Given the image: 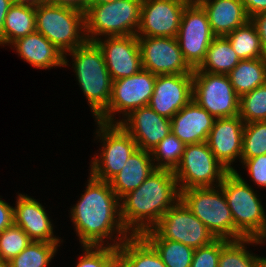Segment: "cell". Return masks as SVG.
Instances as JSON below:
<instances>
[{"label": "cell", "instance_id": "obj_1", "mask_svg": "<svg viewBox=\"0 0 266 267\" xmlns=\"http://www.w3.org/2000/svg\"><path fill=\"white\" fill-rule=\"evenodd\" d=\"M89 176L84 194L70 210L76 236L82 246H104L109 239L113 244L106 245L118 247L131 236L121 221L120 199L109 182Z\"/></svg>", "mask_w": 266, "mask_h": 267}, {"label": "cell", "instance_id": "obj_2", "mask_svg": "<svg viewBox=\"0 0 266 267\" xmlns=\"http://www.w3.org/2000/svg\"><path fill=\"white\" fill-rule=\"evenodd\" d=\"M179 199L173 170L156 168L137 189L120 199L121 221L131 235H142Z\"/></svg>", "mask_w": 266, "mask_h": 267}, {"label": "cell", "instance_id": "obj_3", "mask_svg": "<svg viewBox=\"0 0 266 267\" xmlns=\"http://www.w3.org/2000/svg\"><path fill=\"white\" fill-rule=\"evenodd\" d=\"M220 186L234 220V240L266 241V212L251 185L236 170L228 172Z\"/></svg>", "mask_w": 266, "mask_h": 267}, {"label": "cell", "instance_id": "obj_4", "mask_svg": "<svg viewBox=\"0 0 266 267\" xmlns=\"http://www.w3.org/2000/svg\"><path fill=\"white\" fill-rule=\"evenodd\" d=\"M68 55L72 56L76 79L97 118L108 107L112 90L103 52L95 42L86 41Z\"/></svg>", "mask_w": 266, "mask_h": 267}, {"label": "cell", "instance_id": "obj_5", "mask_svg": "<svg viewBox=\"0 0 266 267\" xmlns=\"http://www.w3.org/2000/svg\"><path fill=\"white\" fill-rule=\"evenodd\" d=\"M141 8L142 0H117L89 5L84 13L87 41L95 42L101 36L136 35L140 26Z\"/></svg>", "mask_w": 266, "mask_h": 267}, {"label": "cell", "instance_id": "obj_6", "mask_svg": "<svg viewBox=\"0 0 266 267\" xmlns=\"http://www.w3.org/2000/svg\"><path fill=\"white\" fill-rule=\"evenodd\" d=\"M35 25L65 56L87 41L84 13L73 8L40 4L35 7Z\"/></svg>", "mask_w": 266, "mask_h": 267}, {"label": "cell", "instance_id": "obj_7", "mask_svg": "<svg viewBox=\"0 0 266 267\" xmlns=\"http://www.w3.org/2000/svg\"><path fill=\"white\" fill-rule=\"evenodd\" d=\"M180 199L216 239L234 240V220L220 185L182 190Z\"/></svg>", "mask_w": 266, "mask_h": 267}, {"label": "cell", "instance_id": "obj_8", "mask_svg": "<svg viewBox=\"0 0 266 267\" xmlns=\"http://www.w3.org/2000/svg\"><path fill=\"white\" fill-rule=\"evenodd\" d=\"M145 239H168L181 242L193 249L207 246L216 240L209 229L179 199L150 230Z\"/></svg>", "mask_w": 266, "mask_h": 267}, {"label": "cell", "instance_id": "obj_9", "mask_svg": "<svg viewBox=\"0 0 266 267\" xmlns=\"http://www.w3.org/2000/svg\"><path fill=\"white\" fill-rule=\"evenodd\" d=\"M228 172L215 158L207 142L185 145L181 160L173 170L180 192L219 186Z\"/></svg>", "mask_w": 266, "mask_h": 267}, {"label": "cell", "instance_id": "obj_10", "mask_svg": "<svg viewBox=\"0 0 266 267\" xmlns=\"http://www.w3.org/2000/svg\"><path fill=\"white\" fill-rule=\"evenodd\" d=\"M97 138L101 140L100 157L91 160L90 174L109 182L121 171L130 155L138 149L131 135L119 124H106L97 121ZM99 136V137H98Z\"/></svg>", "mask_w": 266, "mask_h": 267}, {"label": "cell", "instance_id": "obj_11", "mask_svg": "<svg viewBox=\"0 0 266 267\" xmlns=\"http://www.w3.org/2000/svg\"><path fill=\"white\" fill-rule=\"evenodd\" d=\"M157 75L141 69L138 73L112 81L108 107L96 118L106 124H116L114 114L128 116L133 110L147 106L154 91ZM118 112V113H117Z\"/></svg>", "mask_w": 266, "mask_h": 267}, {"label": "cell", "instance_id": "obj_12", "mask_svg": "<svg viewBox=\"0 0 266 267\" xmlns=\"http://www.w3.org/2000/svg\"><path fill=\"white\" fill-rule=\"evenodd\" d=\"M193 101L215 119L239 115L240 97L227 74L193 71Z\"/></svg>", "mask_w": 266, "mask_h": 267}, {"label": "cell", "instance_id": "obj_13", "mask_svg": "<svg viewBox=\"0 0 266 267\" xmlns=\"http://www.w3.org/2000/svg\"><path fill=\"white\" fill-rule=\"evenodd\" d=\"M215 37L203 7L199 3H188L183 10L176 38L184 60L192 69L198 68L204 61Z\"/></svg>", "mask_w": 266, "mask_h": 267}, {"label": "cell", "instance_id": "obj_14", "mask_svg": "<svg viewBox=\"0 0 266 267\" xmlns=\"http://www.w3.org/2000/svg\"><path fill=\"white\" fill-rule=\"evenodd\" d=\"M142 69L155 75L193 74L176 37H138Z\"/></svg>", "mask_w": 266, "mask_h": 267}, {"label": "cell", "instance_id": "obj_15", "mask_svg": "<svg viewBox=\"0 0 266 267\" xmlns=\"http://www.w3.org/2000/svg\"><path fill=\"white\" fill-rule=\"evenodd\" d=\"M187 0H142L137 37H177Z\"/></svg>", "mask_w": 266, "mask_h": 267}, {"label": "cell", "instance_id": "obj_16", "mask_svg": "<svg viewBox=\"0 0 266 267\" xmlns=\"http://www.w3.org/2000/svg\"><path fill=\"white\" fill-rule=\"evenodd\" d=\"M104 39L99 38L95 43L103 52L112 81L130 77L142 69L141 53L136 35L106 36Z\"/></svg>", "mask_w": 266, "mask_h": 267}, {"label": "cell", "instance_id": "obj_17", "mask_svg": "<svg viewBox=\"0 0 266 267\" xmlns=\"http://www.w3.org/2000/svg\"><path fill=\"white\" fill-rule=\"evenodd\" d=\"M193 99L192 74L157 75L148 106L171 119Z\"/></svg>", "mask_w": 266, "mask_h": 267}, {"label": "cell", "instance_id": "obj_18", "mask_svg": "<svg viewBox=\"0 0 266 267\" xmlns=\"http://www.w3.org/2000/svg\"><path fill=\"white\" fill-rule=\"evenodd\" d=\"M136 142L139 149L151 152L171 133V119L158 115L148 105L133 110L122 120H116Z\"/></svg>", "mask_w": 266, "mask_h": 267}, {"label": "cell", "instance_id": "obj_19", "mask_svg": "<svg viewBox=\"0 0 266 267\" xmlns=\"http://www.w3.org/2000/svg\"><path fill=\"white\" fill-rule=\"evenodd\" d=\"M245 123L239 115L215 119L207 144L215 158L229 171L237 157L241 160Z\"/></svg>", "mask_w": 266, "mask_h": 267}, {"label": "cell", "instance_id": "obj_20", "mask_svg": "<svg viewBox=\"0 0 266 267\" xmlns=\"http://www.w3.org/2000/svg\"><path fill=\"white\" fill-rule=\"evenodd\" d=\"M14 207V224L19 226L32 241L60 243L54 236L53 224L44 206L27 194H18Z\"/></svg>", "mask_w": 266, "mask_h": 267}, {"label": "cell", "instance_id": "obj_21", "mask_svg": "<svg viewBox=\"0 0 266 267\" xmlns=\"http://www.w3.org/2000/svg\"><path fill=\"white\" fill-rule=\"evenodd\" d=\"M215 118L191 100L171 118V133L185 145L207 142Z\"/></svg>", "mask_w": 266, "mask_h": 267}, {"label": "cell", "instance_id": "obj_22", "mask_svg": "<svg viewBox=\"0 0 266 267\" xmlns=\"http://www.w3.org/2000/svg\"><path fill=\"white\" fill-rule=\"evenodd\" d=\"M11 45L25 62L37 69L69 65L67 56L37 31L17 39Z\"/></svg>", "mask_w": 266, "mask_h": 267}, {"label": "cell", "instance_id": "obj_23", "mask_svg": "<svg viewBox=\"0 0 266 267\" xmlns=\"http://www.w3.org/2000/svg\"><path fill=\"white\" fill-rule=\"evenodd\" d=\"M199 4L205 10L216 37L226 36L250 20L242 0H203Z\"/></svg>", "mask_w": 266, "mask_h": 267}, {"label": "cell", "instance_id": "obj_24", "mask_svg": "<svg viewBox=\"0 0 266 267\" xmlns=\"http://www.w3.org/2000/svg\"><path fill=\"white\" fill-rule=\"evenodd\" d=\"M155 169L151 153L138 148L109 183L121 199L127 193L137 189Z\"/></svg>", "mask_w": 266, "mask_h": 267}, {"label": "cell", "instance_id": "obj_25", "mask_svg": "<svg viewBox=\"0 0 266 267\" xmlns=\"http://www.w3.org/2000/svg\"><path fill=\"white\" fill-rule=\"evenodd\" d=\"M126 267H167L155 248L142 236L131 235L117 247Z\"/></svg>", "mask_w": 266, "mask_h": 267}, {"label": "cell", "instance_id": "obj_26", "mask_svg": "<svg viewBox=\"0 0 266 267\" xmlns=\"http://www.w3.org/2000/svg\"><path fill=\"white\" fill-rule=\"evenodd\" d=\"M35 31V6L14 2L5 17L2 45L10 46L17 39Z\"/></svg>", "mask_w": 266, "mask_h": 267}, {"label": "cell", "instance_id": "obj_27", "mask_svg": "<svg viewBox=\"0 0 266 267\" xmlns=\"http://www.w3.org/2000/svg\"><path fill=\"white\" fill-rule=\"evenodd\" d=\"M231 85L239 97L266 84V59L240 60L228 74Z\"/></svg>", "mask_w": 266, "mask_h": 267}, {"label": "cell", "instance_id": "obj_28", "mask_svg": "<svg viewBox=\"0 0 266 267\" xmlns=\"http://www.w3.org/2000/svg\"><path fill=\"white\" fill-rule=\"evenodd\" d=\"M240 60L230 42L224 36H218L210 43L204 61L193 71L228 74Z\"/></svg>", "mask_w": 266, "mask_h": 267}, {"label": "cell", "instance_id": "obj_29", "mask_svg": "<svg viewBox=\"0 0 266 267\" xmlns=\"http://www.w3.org/2000/svg\"><path fill=\"white\" fill-rule=\"evenodd\" d=\"M265 241L257 238L229 240L221 249L218 267H259V256L247 250L248 244H260Z\"/></svg>", "mask_w": 266, "mask_h": 267}, {"label": "cell", "instance_id": "obj_30", "mask_svg": "<svg viewBox=\"0 0 266 267\" xmlns=\"http://www.w3.org/2000/svg\"><path fill=\"white\" fill-rule=\"evenodd\" d=\"M224 37L241 60L264 57L259 35L251 20Z\"/></svg>", "mask_w": 266, "mask_h": 267}, {"label": "cell", "instance_id": "obj_31", "mask_svg": "<svg viewBox=\"0 0 266 267\" xmlns=\"http://www.w3.org/2000/svg\"><path fill=\"white\" fill-rule=\"evenodd\" d=\"M60 243L31 241L30 244L10 261V267H47L56 255Z\"/></svg>", "mask_w": 266, "mask_h": 267}, {"label": "cell", "instance_id": "obj_32", "mask_svg": "<svg viewBox=\"0 0 266 267\" xmlns=\"http://www.w3.org/2000/svg\"><path fill=\"white\" fill-rule=\"evenodd\" d=\"M167 267H190L195 249L168 239H146Z\"/></svg>", "mask_w": 266, "mask_h": 267}, {"label": "cell", "instance_id": "obj_33", "mask_svg": "<svg viewBox=\"0 0 266 267\" xmlns=\"http://www.w3.org/2000/svg\"><path fill=\"white\" fill-rule=\"evenodd\" d=\"M184 148L185 144L173 133L168 134L150 152L155 168L174 170L181 160Z\"/></svg>", "mask_w": 266, "mask_h": 267}, {"label": "cell", "instance_id": "obj_34", "mask_svg": "<svg viewBox=\"0 0 266 267\" xmlns=\"http://www.w3.org/2000/svg\"><path fill=\"white\" fill-rule=\"evenodd\" d=\"M239 116L245 124L266 121V84L240 97Z\"/></svg>", "mask_w": 266, "mask_h": 267}, {"label": "cell", "instance_id": "obj_35", "mask_svg": "<svg viewBox=\"0 0 266 267\" xmlns=\"http://www.w3.org/2000/svg\"><path fill=\"white\" fill-rule=\"evenodd\" d=\"M266 154V121L245 124L241 160Z\"/></svg>", "mask_w": 266, "mask_h": 267}, {"label": "cell", "instance_id": "obj_36", "mask_svg": "<svg viewBox=\"0 0 266 267\" xmlns=\"http://www.w3.org/2000/svg\"><path fill=\"white\" fill-rule=\"evenodd\" d=\"M31 241L19 226L13 224L0 233V259L10 261L19 255Z\"/></svg>", "mask_w": 266, "mask_h": 267}, {"label": "cell", "instance_id": "obj_37", "mask_svg": "<svg viewBox=\"0 0 266 267\" xmlns=\"http://www.w3.org/2000/svg\"><path fill=\"white\" fill-rule=\"evenodd\" d=\"M75 267H107L117 257V247L84 245Z\"/></svg>", "mask_w": 266, "mask_h": 267}, {"label": "cell", "instance_id": "obj_38", "mask_svg": "<svg viewBox=\"0 0 266 267\" xmlns=\"http://www.w3.org/2000/svg\"><path fill=\"white\" fill-rule=\"evenodd\" d=\"M228 241L216 239L207 246L195 249L190 267H218L221 249Z\"/></svg>", "mask_w": 266, "mask_h": 267}, {"label": "cell", "instance_id": "obj_39", "mask_svg": "<svg viewBox=\"0 0 266 267\" xmlns=\"http://www.w3.org/2000/svg\"><path fill=\"white\" fill-rule=\"evenodd\" d=\"M239 162L245 165L251 180H253L258 187H266V154L247 160H239Z\"/></svg>", "mask_w": 266, "mask_h": 267}, {"label": "cell", "instance_id": "obj_40", "mask_svg": "<svg viewBox=\"0 0 266 267\" xmlns=\"http://www.w3.org/2000/svg\"><path fill=\"white\" fill-rule=\"evenodd\" d=\"M250 20L256 27L263 48V55L266 59V12L259 13L251 17Z\"/></svg>", "mask_w": 266, "mask_h": 267}, {"label": "cell", "instance_id": "obj_41", "mask_svg": "<svg viewBox=\"0 0 266 267\" xmlns=\"http://www.w3.org/2000/svg\"><path fill=\"white\" fill-rule=\"evenodd\" d=\"M14 224V207L0 199V233Z\"/></svg>", "mask_w": 266, "mask_h": 267}, {"label": "cell", "instance_id": "obj_42", "mask_svg": "<svg viewBox=\"0 0 266 267\" xmlns=\"http://www.w3.org/2000/svg\"><path fill=\"white\" fill-rule=\"evenodd\" d=\"M46 3L56 6L69 7L85 13L90 0H46Z\"/></svg>", "mask_w": 266, "mask_h": 267}, {"label": "cell", "instance_id": "obj_43", "mask_svg": "<svg viewBox=\"0 0 266 267\" xmlns=\"http://www.w3.org/2000/svg\"><path fill=\"white\" fill-rule=\"evenodd\" d=\"M249 19L259 13L266 12V0H242Z\"/></svg>", "mask_w": 266, "mask_h": 267}, {"label": "cell", "instance_id": "obj_44", "mask_svg": "<svg viewBox=\"0 0 266 267\" xmlns=\"http://www.w3.org/2000/svg\"><path fill=\"white\" fill-rule=\"evenodd\" d=\"M14 0H0V46H2V31L6 14Z\"/></svg>", "mask_w": 266, "mask_h": 267}, {"label": "cell", "instance_id": "obj_45", "mask_svg": "<svg viewBox=\"0 0 266 267\" xmlns=\"http://www.w3.org/2000/svg\"><path fill=\"white\" fill-rule=\"evenodd\" d=\"M14 2L36 7L39 6L40 4L46 3V0H14Z\"/></svg>", "mask_w": 266, "mask_h": 267}, {"label": "cell", "instance_id": "obj_46", "mask_svg": "<svg viewBox=\"0 0 266 267\" xmlns=\"http://www.w3.org/2000/svg\"><path fill=\"white\" fill-rule=\"evenodd\" d=\"M107 267H126L122 260L117 256Z\"/></svg>", "mask_w": 266, "mask_h": 267}, {"label": "cell", "instance_id": "obj_47", "mask_svg": "<svg viewBox=\"0 0 266 267\" xmlns=\"http://www.w3.org/2000/svg\"><path fill=\"white\" fill-rule=\"evenodd\" d=\"M113 1L115 2L117 0H90V5L105 4Z\"/></svg>", "mask_w": 266, "mask_h": 267}, {"label": "cell", "instance_id": "obj_48", "mask_svg": "<svg viewBox=\"0 0 266 267\" xmlns=\"http://www.w3.org/2000/svg\"><path fill=\"white\" fill-rule=\"evenodd\" d=\"M259 267H266V257H259Z\"/></svg>", "mask_w": 266, "mask_h": 267}, {"label": "cell", "instance_id": "obj_49", "mask_svg": "<svg viewBox=\"0 0 266 267\" xmlns=\"http://www.w3.org/2000/svg\"><path fill=\"white\" fill-rule=\"evenodd\" d=\"M0 267H10L9 261L0 259Z\"/></svg>", "mask_w": 266, "mask_h": 267}, {"label": "cell", "instance_id": "obj_50", "mask_svg": "<svg viewBox=\"0 0 266 267\" xmlns=\"http://www.w3.org/2000/svg\"><path fill=\"white\" fill-rule=\"evenodd\" d=\"M189 3H200L203 0H187Z\"/></svg>", "mask_w": 266, "mask_h": 267}]
</instances>
